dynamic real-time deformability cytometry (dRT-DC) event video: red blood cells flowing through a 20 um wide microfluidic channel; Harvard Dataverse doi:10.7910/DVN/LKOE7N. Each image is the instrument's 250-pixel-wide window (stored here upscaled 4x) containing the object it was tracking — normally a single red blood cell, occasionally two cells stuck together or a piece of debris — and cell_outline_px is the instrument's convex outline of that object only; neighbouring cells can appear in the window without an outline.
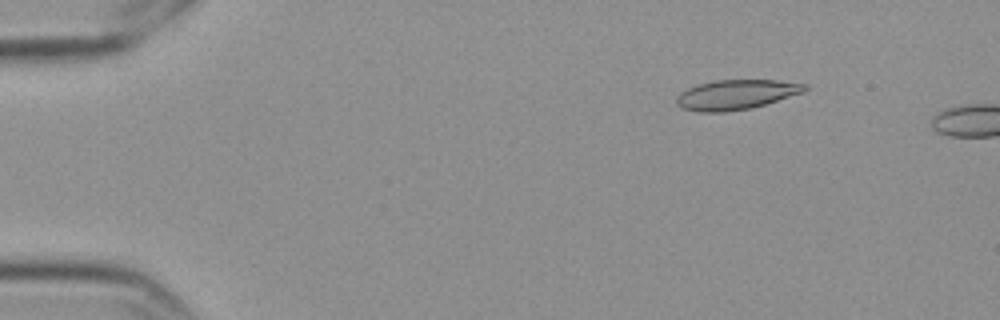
{"species": "Egyptian fruit bat (a non-hibernating species)", "species_latin": "Rousettus aegyptiacus", "temperature_condition": "cold", "stored_images_in_passage": 4, "camera_frame_rate_fps": 3000, "um_per_image_px": 0.085, "frame": {"image": 1, "passage_image": 3, "time_ms": 0.667, "image_size_px": [1000, 320], "cell_outline_px": [[808, 88], [804, 92], [752, 108], [724, 112], [700, 112], [684, 108], [676, 104], [676, 96], [680, 92], [688, 88], [712, 80], [776, 80], [808, 84]], "centroid_in_image_um": [62.58, 8.04], "position_along_channel_um": 22.4, "area_um2": 22.25}}